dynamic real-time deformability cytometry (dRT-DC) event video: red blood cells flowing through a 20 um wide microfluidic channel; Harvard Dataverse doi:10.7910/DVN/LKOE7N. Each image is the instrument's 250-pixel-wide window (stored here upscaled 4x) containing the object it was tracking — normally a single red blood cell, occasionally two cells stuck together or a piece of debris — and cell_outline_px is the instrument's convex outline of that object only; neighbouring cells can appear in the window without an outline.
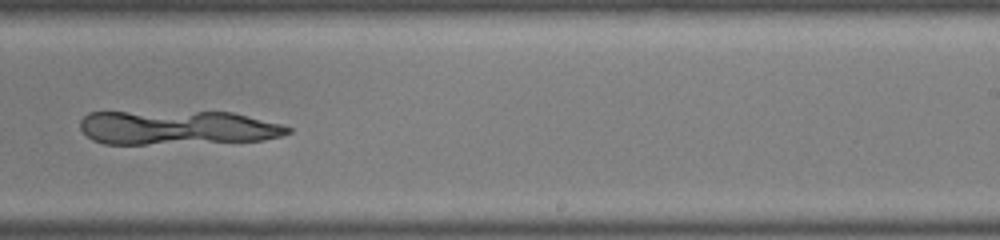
{"species": "common noctule bat (a hibernating species)", "species_latin": "Nyctalus noctula", "temperature_condition": "warm", "stored_images_in_passage": 30, "camera_frame_rate_fps": 3000, "um_per_image_px": 0.085, "animal": {"sex": "male", "body_mass_g": 19.0, "forearm_length_mm": 50.8}, "frame": {"image": 1, "passage_image": 18, "time_ms": 5.667, "image_size_px": [1000, 240], "cell_outline_px": [[292, 132], [280, 136], [264, 140], [144, 144], [104, 144], [92, 140], [80, 128], [80, 120], [88, 112], [232, 112], [280, 124], [292, 128]], "centroid_in_image_um": [15.05, 10.85], "position_along_channel_um": 274.0, "area_um2": 41.15}}